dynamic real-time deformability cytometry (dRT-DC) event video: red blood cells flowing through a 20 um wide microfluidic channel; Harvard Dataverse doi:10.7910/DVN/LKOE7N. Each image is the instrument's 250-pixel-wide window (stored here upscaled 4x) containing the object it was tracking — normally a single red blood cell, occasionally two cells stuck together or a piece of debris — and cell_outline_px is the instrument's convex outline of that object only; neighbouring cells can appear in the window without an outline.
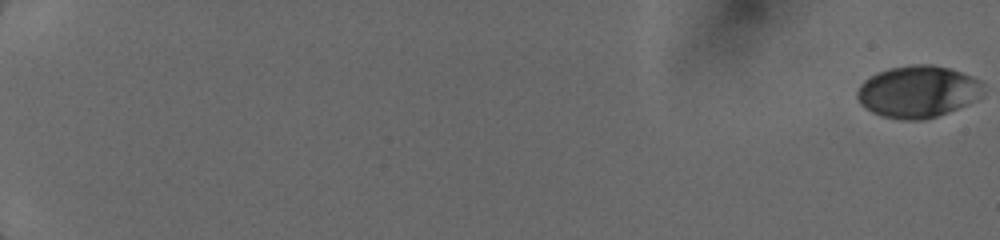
{"species": "human", "species_latin": "Homo sapiens", "temperature_condition": "cold", "stored_images_in_passage": 52, "camera_frame_rate_fps": 3000, "um_per_image_px": 0.085, "donor": {"sex": "female"}, "frame": {"image": 1, "passage_image": 1, "time_ms": 0.0, "image_size_px": [1000, 240], "cell_outline_px": [[984, 84], [980, 96], [968, 104], [948, 112], [924, 120], [900, 120], [884, 116], [872, 112], [864, 108], [860, 104], [856, 96], [856, 92], [860, 84], [864, 80], [880, 72], [892, 68], [912, 64], [932, 64], [948, 68], [972, 76], [980, 80]], "centroid_in_image_um": [78.01, 7.8], "position_along_channel_um": 7.0, "area_um2": 38.09}}
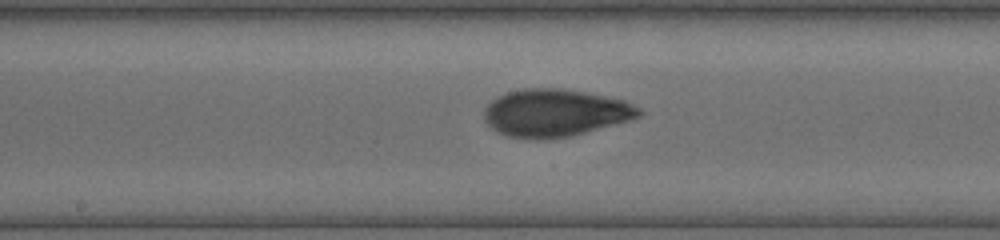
{"frame": {"image": 2, "passage_image": 30, "time_ms": 10.333, "image_size_px": [1000, 240], "cell_outline_px": [[644, 112], [640, 116], [632, 120], [572, 136], [544, 140], [536, 140], [504, 136], [496, 132], [484, 120], [484, 108], [492, 100], [504, 92], [524, 88], [564, 88], [624, 100], [640, 108]], "centroid_in_image_um": [47.17, 9.61], "position_along_channel_um": 201.0, "area_um2": 43.47}}
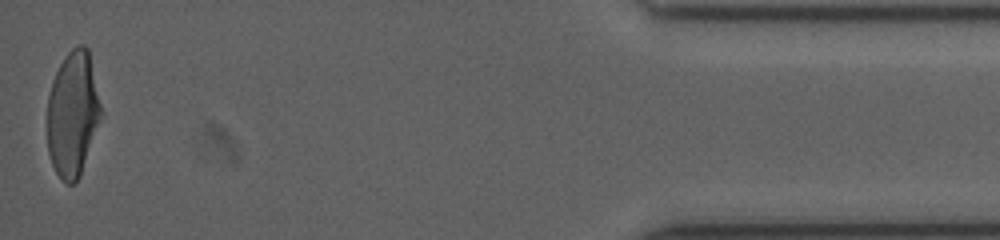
{"frame": {"image": 3, "passage_image": 52, "time_ms": 17.333, "image_size_px": [1000, 240], "cell_outline_px": [[100, 120], [80, 176], [72, 184], [68, 184], [60, 180], [52, 164], [48, 152], [48, 96], [52, 80], [60, 64], [68, 52], [76, 44], [84, 44], [88, 48], [100, 104]], "centroid_in_image_um": [6.17, 9.69], "position_along_channel_um": 429.0, "area_um2": 38.84}}